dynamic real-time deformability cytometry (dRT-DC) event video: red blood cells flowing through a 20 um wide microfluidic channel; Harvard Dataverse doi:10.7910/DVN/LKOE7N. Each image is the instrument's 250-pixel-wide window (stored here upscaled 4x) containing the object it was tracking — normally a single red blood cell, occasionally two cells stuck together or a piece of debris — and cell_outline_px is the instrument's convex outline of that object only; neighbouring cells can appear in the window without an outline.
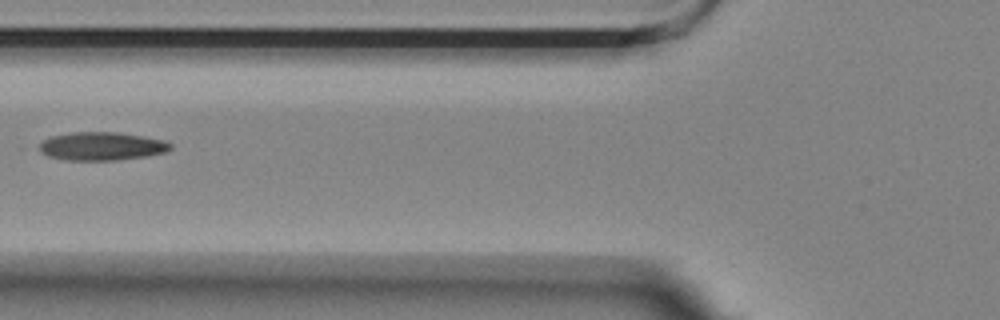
{"species": "Egyptian fruit bat (a non-hibernating species)", "species_latin": "Rousettus aegyptiacus", "temperature_condition": "room temperature", "stored_images_in_passage": 17, "camera_frame_rate_fps": 3000, "um_per_image_px": 0.085, "animal": {"sex": "female"}, "frame": {"image": 1, "passage_image": 2, "time_ms": 0.333, "image_size_px": [1000, 320], "cell_outline_px": [[172, 148], [164, 152], [144, 156], [116, 160], [64, 160], [48, 156], [40, 152], [40, 144], [44, 140], [52, 136], [72, 132], [120, 132], [164, 140], [172, 144]], "centroid_in_image_um": [8.63, 12.42], "position_along_channel_um": 117.2, "area_um2": 21.5}}
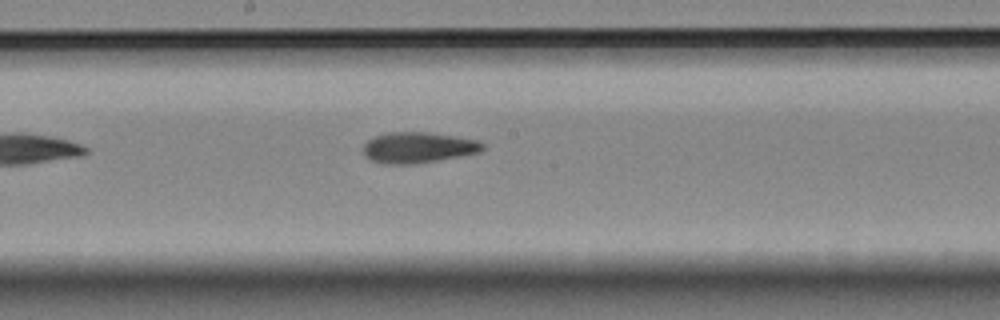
{"frame": {"image": 2, "passage_image": 10, "time_ms": 3.0, "image_size_px": [1000, 320], "cell_outline_px": [[484, 148], [480, 152], [460, 156], [416, 164], [384, 164], [368, 160], [364, 156], [364, 144], [368, 140], [376, 136], [388, 132], [424, 132], [480, 140], [484, 144]], "centroid_in_image_um": [35.52, 12.55], "position_along_channel_um": 212.7, "area_um2": 21.5}}
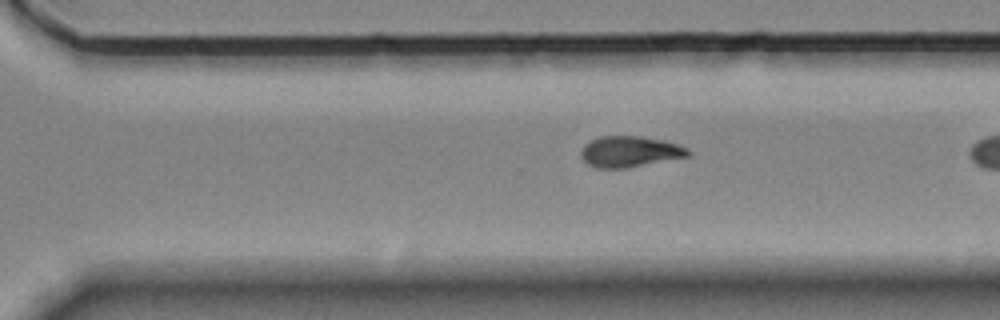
{"frame": {"image": 3, "passage_image": 16, "time_ms": 5.0, "image_size_px": [1000, 320], "cell_outline_px": [[692, 152], [688, 156], [628, 168], [596, 168], [588, 164], [580, 156], [580, 152], [584, 144], [600, 136], [640, 136], [664, 140], [688, 148]], "centroid_in_image_um": [53.52, 12.89], "position_along_channel_um": 317.1, "area_um2": 19.36}}